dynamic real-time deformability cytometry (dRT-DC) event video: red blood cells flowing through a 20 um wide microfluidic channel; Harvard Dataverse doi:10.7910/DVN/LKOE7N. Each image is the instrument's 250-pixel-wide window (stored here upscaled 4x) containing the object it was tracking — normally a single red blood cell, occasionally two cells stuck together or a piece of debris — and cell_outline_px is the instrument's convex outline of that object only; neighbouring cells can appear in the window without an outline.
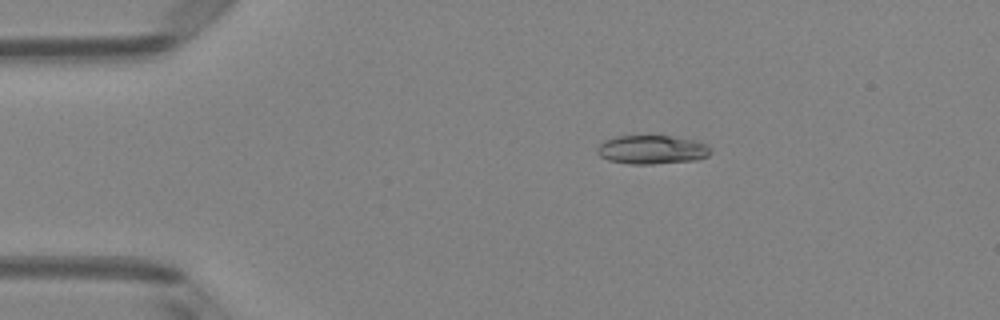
{"species": "Egyptian fruit bat (a non-hibernating species)", "species_latin": "Rousettus aegyptiacus", "temperature_condition": "room temperature", "stored_images_in_passage": 42, "camera_frame_rate_fps": 3000, "um_per_image_px": 0.085, "animal": {"sex": "female"}, "frame": {"image": 1, "passage_image": 1, "time_ms": 0.0, "image_size_px": [1000, 320], "cell_outline_px": [[712, 152], [708, 156], [696, 160], [652, 164], [628, 164], [608, 160], [600, 156], [596, 152], [596, 148], [604, 140], [616, 136], [668, 136], [696, 140], [708, 144]], "centroid_in_image_um": [55.42, 12.72], "position_along_channel_um": 29.6, "area_um2": 19.19}}
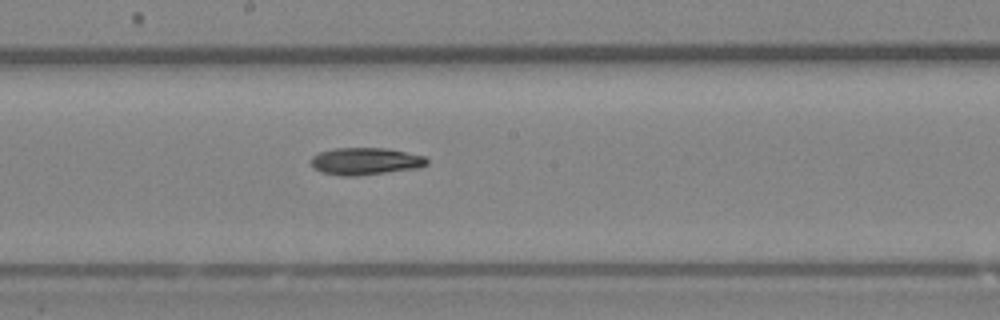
{"frame": {"image": 2, "passage_image": 19, "time_ms": 6.0, "image_size_px": [1000, 320], "cell_outline_px": [[428, 164], [420, 168], [356, 176], [340, 176], [320, 172], [312, 164], [312, 156], [320, 152], [336, 148], [384, 148], [424, 156], [428, 160]], "centroid_in_image_um": [31.07, 13.71], "position_along_channel_um": 217.1, "area_um2": 18.26}}
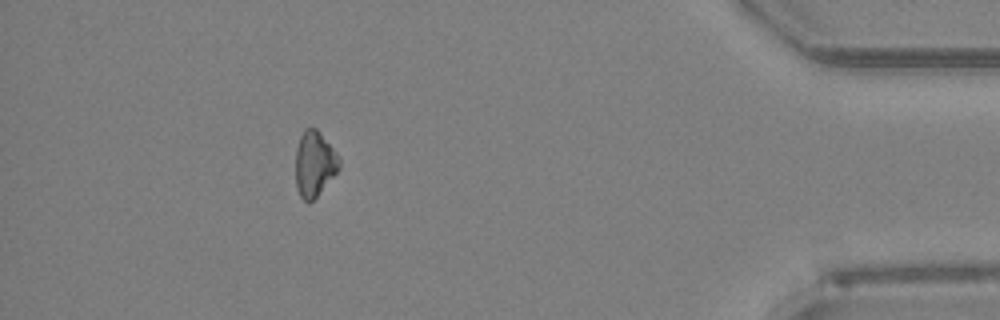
{"frame": {"image": 3, "passage_image": 37, "time_ms": 12.0, "image_size_px": [1000, 320], "cell_outline_px": [[340, 168], [316, 196], [308, 204], [300, 196], [296, 188], [296, 148], [300, 136], [304, 128], [316, 128], [340, 156]], "centroid_in_image_um": [26.72, 13.91], "position_along_channel_um": 408.5, "area_um2": 16.59}, "authors_computed_cell_mechanics": {"area_um2": 17.8891, "velocity_mm_per_s": 4.0575, "shape_relaxation_time_tau1_ms": 8.7798, "shape_relaxation_time_tau2_ms": null, "deformation_change_tau1": 0.1604, "deformation_change_tau2": null}}